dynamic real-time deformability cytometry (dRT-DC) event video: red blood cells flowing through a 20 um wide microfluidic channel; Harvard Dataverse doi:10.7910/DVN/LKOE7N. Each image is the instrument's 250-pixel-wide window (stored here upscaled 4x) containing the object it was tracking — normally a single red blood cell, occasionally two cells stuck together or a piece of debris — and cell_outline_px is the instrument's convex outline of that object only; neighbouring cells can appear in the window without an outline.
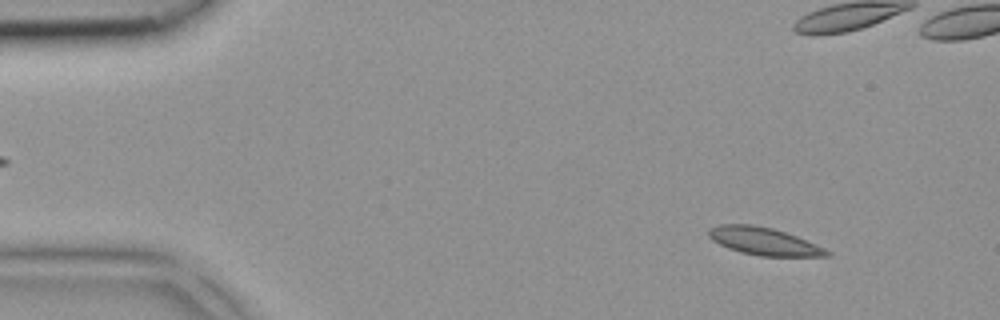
{"species": "common noctule bat (a hibernating species)", "species_latin": "Nyctalus noctula", "temperature_condition": "room temperature", "stored_images_in_passage": 6, "camera_frame_rate_fps": 3000, "um_per_image_px": 0.085, "animal": {"sex": "female", "body_mass_g": 18.4}, "frame": {"image": 1, "passage_image": 1, "time_ms": 0.0, "image_size_px": [1000, 320], "cell_outline_px": [[832, 256], [760, 256], [740, 252], [728, 248], [712, 240], [708, 236], [708, 228], [720, 224], [752, 224], [772, 228], [796, 236], [816, 244], [832, 252]], "centroid_in_image_um": [64.92, 20.51], "position_along_channel_um": 20.1, "area_um2": 19.02}}